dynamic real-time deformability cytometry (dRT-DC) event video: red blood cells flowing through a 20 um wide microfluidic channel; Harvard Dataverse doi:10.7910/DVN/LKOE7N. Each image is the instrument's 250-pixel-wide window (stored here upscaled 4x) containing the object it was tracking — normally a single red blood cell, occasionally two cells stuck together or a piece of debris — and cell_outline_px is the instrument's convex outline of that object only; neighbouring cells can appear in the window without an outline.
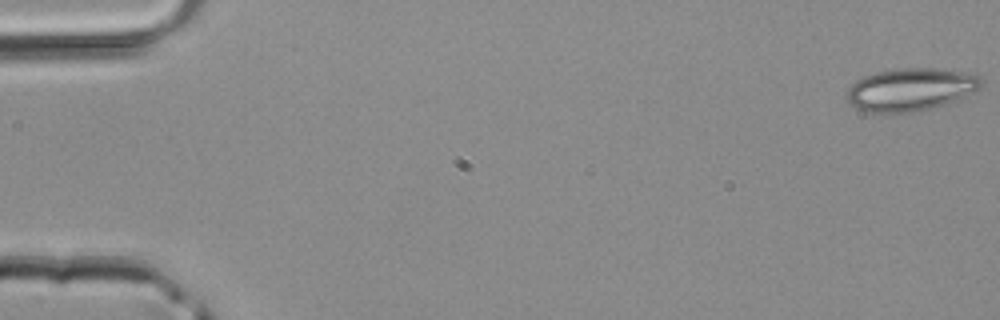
{"species": "common noctule bat (a hibernating species)", "species_latin": "Nyctalus noctula", "temperature_condition": "room temperature", "stored_images_in_passage": 5, "camera_frame_rate_fps": 3000, "um_per_image_px": 0.085, "animal": {"sex": "male", "body_mass_g": 20.4}, "frame": {"image": 1, "passage_image": 1, "time_ms": 0.0, "image_size_px": [1000, 320], "cell_outline_px": [[984, 84], [976, 92], [960, 100], [932, 108], [908, 112], [864, 112], [848, 104], [848, 88], [856, 80], [864, 76], [876, 72], [896, 68], [936, 68], [976, 72], [984, 80]], "centroid_in_image_um": [77.5, 7.59], "position_along_channel_um": 7.5, "area_um2": 34.22}}